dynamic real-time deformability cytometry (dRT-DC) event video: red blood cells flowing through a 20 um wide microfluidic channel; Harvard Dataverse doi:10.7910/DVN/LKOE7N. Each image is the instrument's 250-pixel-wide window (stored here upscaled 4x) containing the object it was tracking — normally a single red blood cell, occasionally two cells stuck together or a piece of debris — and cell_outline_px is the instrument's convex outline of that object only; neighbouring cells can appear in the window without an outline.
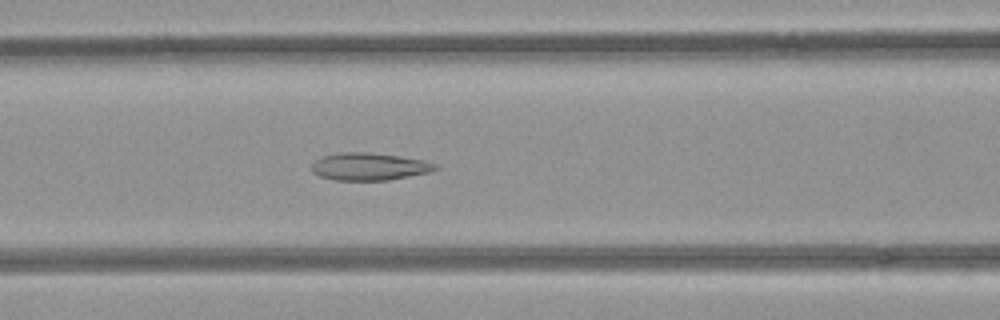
{"species": "common noctule bat (a hibernating species)", "species_latin": "Nyctalus noctula", "temperature_condition": "room temperature", "stored_images_in_passage": 36, "camera_frame_rate_fps": 3000, "um_per_image_px": 0.085, "animal": {"sex": "female", "body_mass_g": 21.9}, "frame": {"image": 1, "passage_image": 6, "time_ms": 1.667, "image_size_px": [1000, 320], "cell_outline_px": [[440, 168], [428, 172], [388, 180], [332, 180], [320, 176], [312, 172], [312, 164], [320, 156], [340, 152], [368, 152], [400, 156], [424, 160], [436, 164]], "centroid_in_image_um": [31.36, 14.15], "position_along_channel_um": 135.2, "area_um2": 19.83}}
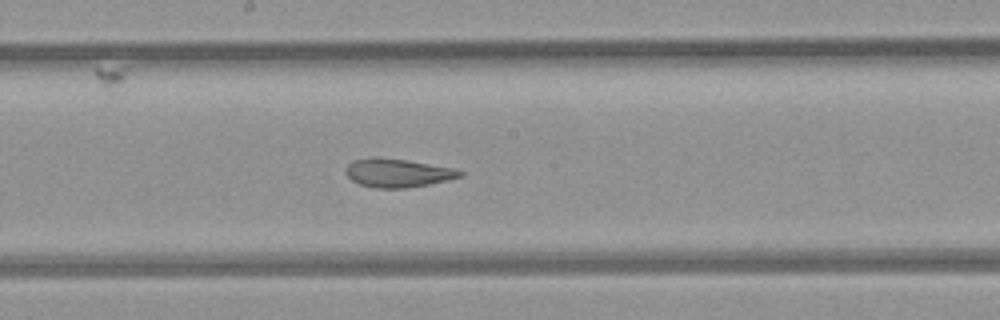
{"frame": {"image": 2, "passage_image": 12, "time_ms": 3.667, "image_size_px": [1000, 320], "cell_outline_px": [[464, 176], [448, 180], [408, 188], [376, 188], [360, 184], [352, 180], [348, 176], [348, 164], [356, 160], [376, 156], [408, 160], [456, 168], [464, 172]], "centroid_in_image_um": [33.88, 14.69], "position_along_channel_um": 214.3, "area_um2": 18.96}}
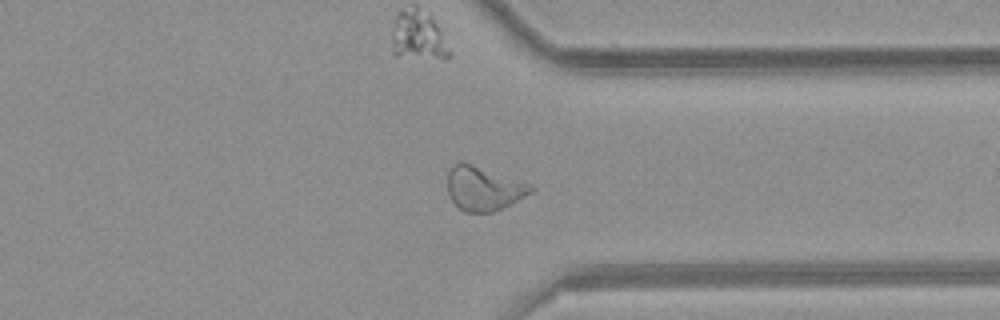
{"frame": {"image": 3, "passage_image": 24, "time_ms": 7.667, "image_size_px": [1000, 320], "cell_outline_px": [[536, 188], [532, 192], [504, 208], [492, 212], [464, 212], [448, 196], [448, 168], [452, 164], [472, 164], [532, 184]], "centroid_in_image_um": [41.13, 16.03], "position_along_channel_um": 370.3, "area_um2": 21.33}}